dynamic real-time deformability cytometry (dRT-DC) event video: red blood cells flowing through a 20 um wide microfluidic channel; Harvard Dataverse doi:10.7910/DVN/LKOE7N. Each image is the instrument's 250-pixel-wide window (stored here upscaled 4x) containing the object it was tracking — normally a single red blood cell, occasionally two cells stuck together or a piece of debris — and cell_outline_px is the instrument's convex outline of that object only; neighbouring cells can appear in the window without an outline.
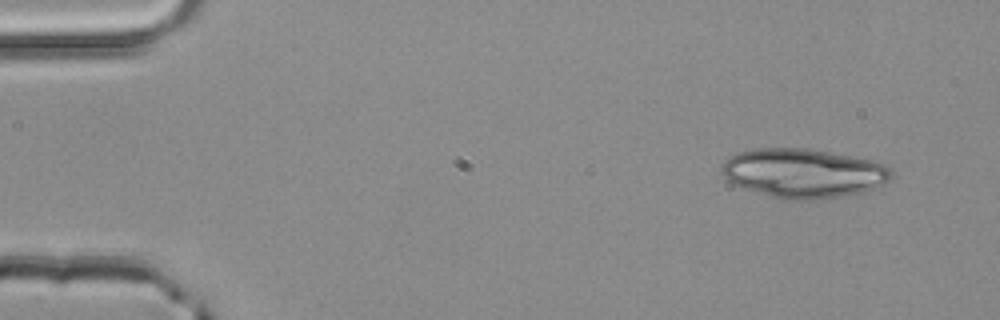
{"species": "common noctule bat (a hibernating species)", "species_latin": "Nyctalus noctula", "temperature_condition": "room temperature", "stored_images_in_passage": 2, "camera_frame_rate_fps": 3000, "um_per_image_px": 0.085, "animal": {"sex": "male", "body_mass_g": 20.4}, "frame": {"image": 1, "passage_image": 1, "time_ms": 0.0, "image_size_px": [1000, 320], "cell_outline_px": [[892, 176], [884, 184], [860, 192], [844, 196], [808, 200], [784, 200], [736, 184], [728, 180], [720, 172], [720, 168], [724, 160], [736, 152], [756, 148], [808, 148], [872, 160], [884, 164], [892, 168]], "centroid_in_image_um": [68.29, 14.7], "position_along_channel_um": 16.7, "area_um2": 48.49}}